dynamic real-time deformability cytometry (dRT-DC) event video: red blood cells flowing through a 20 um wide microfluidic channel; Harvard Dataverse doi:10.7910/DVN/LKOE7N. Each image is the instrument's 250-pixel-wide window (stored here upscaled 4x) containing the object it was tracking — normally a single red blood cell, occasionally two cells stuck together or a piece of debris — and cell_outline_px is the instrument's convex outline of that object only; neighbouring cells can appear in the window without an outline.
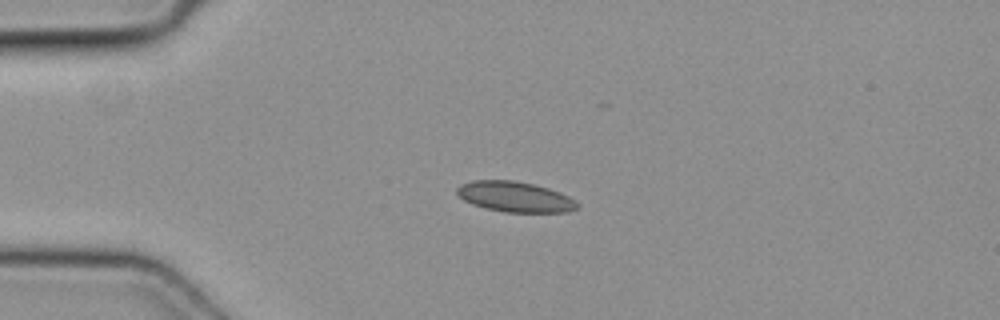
{"species": "common noctule bat (a hibernating species)", "species_latin": "Nyctalus noctula", "temperature_condition": "cold", "stored_images_in_passage": 38, "camera_frame_rate_fps": 3000, "um_per_image_px": 0.085, "animal": {"sex": "female", "body_mass_g": 19.3, "forearm_length_mm": 54.1}, "frame": {"image": 1, "passage_image": 1, "time_ms": 0.0, "image_size_px": [1000, 320], "cell_outline_px": [[580, 208], [568, 212], [504, 212], [484, 208], [472, 204], [464, 200], [456, 192], [456, 188], [460, 184], [472, 180], [512, 180], [532, 184], [548, 188], [560, 192], [576, 200], [580, 204]], "centroid_in_image_um": [43.79, 16.73], "position_along_channel_um": 41.2, "area_um2": 21.5}}
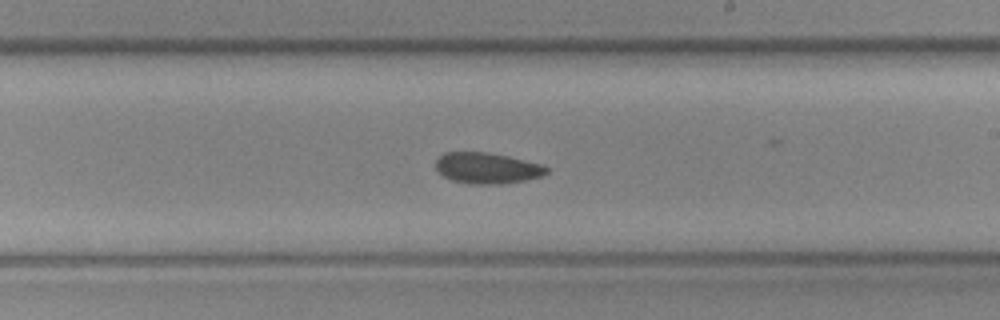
{"frame": {"image": 2, "passage_image": 18, "time_ms": 5.667, "image_size_px": [1000, 320], "cell_outline_px": [[548, 172], [544, 176], [524, 180], [500, 184], [468, 184], [452, 180], [436, 172], [436, 160], [444, 152], [484, 152], [508, 156], [540, 164], [548, 168]], "centroid_in_image_um": [41.38, 14.29], "position_along_channel_um": 247.6, "area_um2": 20.0}}
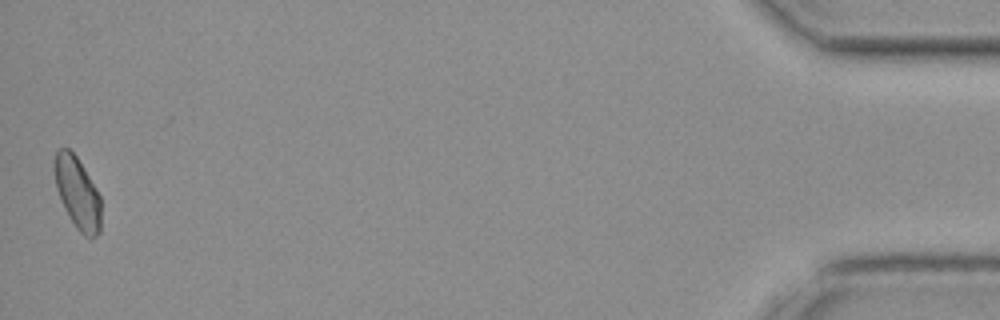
{"frame": {"image": 3, "passage_image": 38, "time_ms": 12.333, "image_size_px": [1000, 320], "cell_outline_px": [[100, 232], [92, 240], [88, 240], [76, 228], [68, 216], [64, 208], [56, 188], [56, 148], [68, 148], [76, 156], [96, 188], [100, 196]], "centroid_in_image_um": [6.61, 16.48], "position_along_channel_um": 428.6, "area_um2": 19.25}}